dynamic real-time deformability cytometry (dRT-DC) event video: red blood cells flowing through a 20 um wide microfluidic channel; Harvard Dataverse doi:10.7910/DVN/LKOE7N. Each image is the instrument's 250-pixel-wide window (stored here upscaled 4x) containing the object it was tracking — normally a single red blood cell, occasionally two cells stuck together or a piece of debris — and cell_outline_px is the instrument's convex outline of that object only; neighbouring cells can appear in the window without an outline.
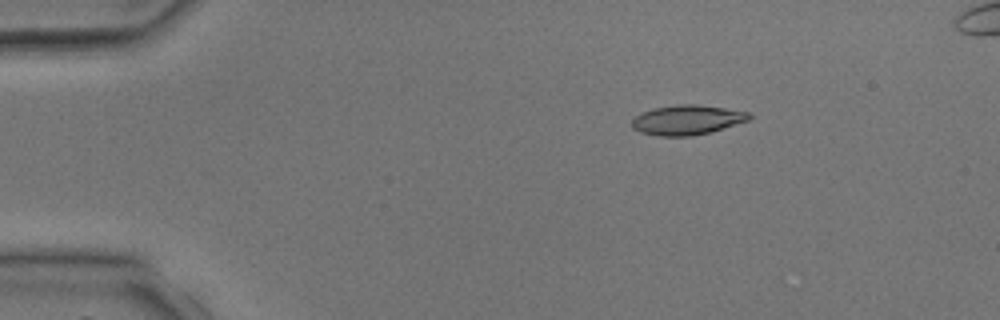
{"species": "common noctule bat (a hibernating species)", "species_latin": "Nyctalus noctula", "temperature_condition": "room temperature", "stored_images_in_passage": 3, "camera_frame_rate_fps": 3000, "um_per_image_px": 0.085, "animal": {"sex": "male", "body_mass_g": 17.9, "forearm_length_mm": 54.2}, "frame": {"image": 1, "passage_image": 1, "time_ms": 0.0, "image_size_px": [1000, 320], "cell_outline_px": [[752, 116], [748, 120], [712, 132], [692, 136], [660, 136], [640, 132], [632, 128], [632, 120], [640, 112], [652, 108], [676, 104], [696, 104], [724, 108], [748, 112]], "centroid_in_image_um": [58.37, 10.19], "position_along_channel_um": 26.6, "area_um2": 20.4}}